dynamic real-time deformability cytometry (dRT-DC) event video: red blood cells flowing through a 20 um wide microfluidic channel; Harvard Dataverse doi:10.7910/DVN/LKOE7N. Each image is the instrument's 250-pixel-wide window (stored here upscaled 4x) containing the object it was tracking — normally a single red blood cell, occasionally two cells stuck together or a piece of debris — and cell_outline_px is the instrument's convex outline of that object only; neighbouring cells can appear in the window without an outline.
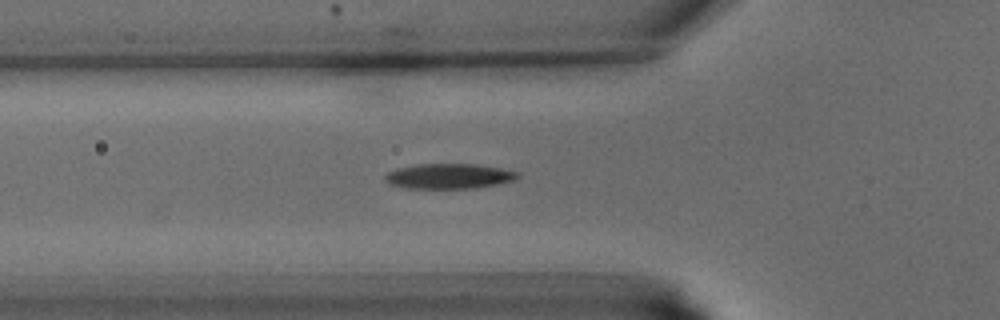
{"species": "common noctule bat (a hibernating species)", "species_latin": "Nyctalus noctula", "temperature_condition": "warm", "stored_images_in_passage": 31, "camera_frame_rate_fps": 3000, "um_per_image_px": 0.085, "animal": {"sex": "male", "body_mass_g": 15.6}, "frame": {"image": 1, "passage_image": 2, "time_ms": 0.333, "image_size_px": [1000, 320], "cell_outline_px": [[520, 176], [516, 180], [476, 188], [404, 188], [388, 184], [384, 180], [384, 176], [388, 172], [396, 168], [420, 164], [476, 164], [500, 168], [520, 172]], "centroid_in_image_um": [38.15, 14.97], "position_along_channel_um": 87.6, "area_um2": 19.54}}
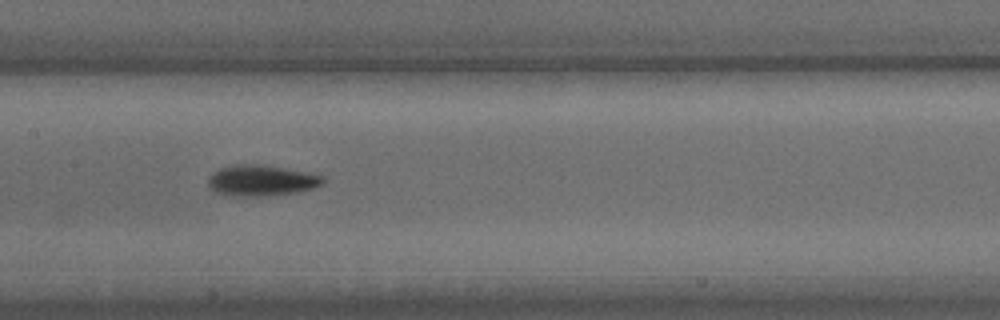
{"frame": {"image": 2, "passage_image": 8, "time_ms": 2.333, "image_size_px": [1000, 320], "cell_outline_px": [[328, 180], [324, 184], [300, 192], [264, 196], [232, 196], [216, 192], [208, 184], [208, 176], [212, 172], [220, 168], [236, 164], [260, 164], [304, 172], [324, 176]], "centroid_in_image_um": [22.23, 15.35], "position_along_channel_um": 185.2, "area_um2": 20.75}}
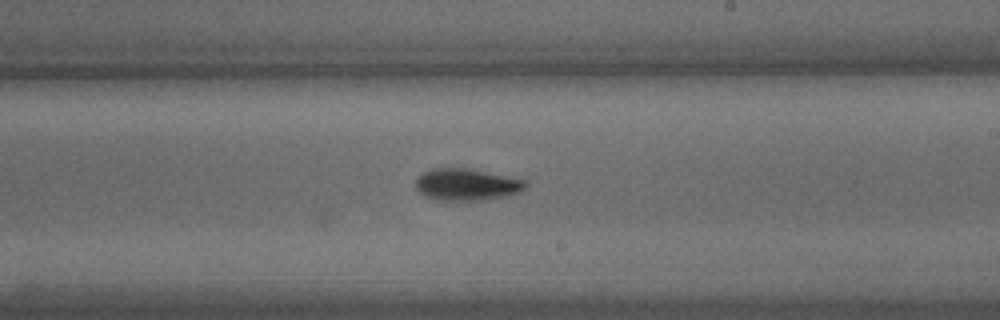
{"frame": {"image": 3, "passage_image": 12, "time_ms": 3.667, "image_size_px": [1000, 320], "cell_outline_px": [[528, 184], [520, 192], [508, 196], [484, 200], [436, 200], [424, 196], [416, 188], [416, 180], [424, 172], [432, 168], [464, 168], [528, 180]], "centroid_in_image_um": [39.69, 15.7], "position_along_channel_um": 249.3, "area_um2": 20.35}}